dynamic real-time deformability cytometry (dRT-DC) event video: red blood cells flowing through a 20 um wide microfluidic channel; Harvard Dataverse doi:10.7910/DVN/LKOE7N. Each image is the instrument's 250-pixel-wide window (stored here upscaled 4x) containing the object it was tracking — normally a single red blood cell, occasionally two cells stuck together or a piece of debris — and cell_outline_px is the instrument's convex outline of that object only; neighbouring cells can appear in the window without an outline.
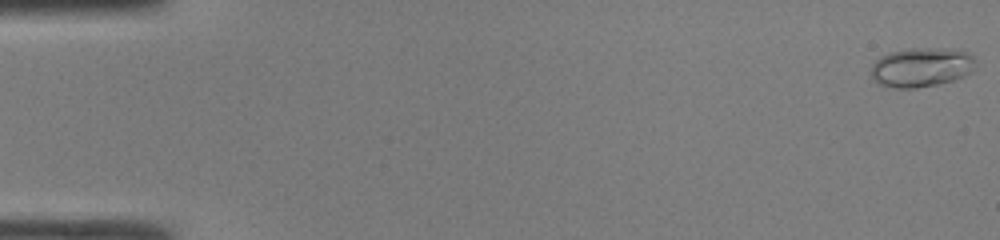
{"species": "common noctule bat (a hibernating species)", "species_latin": "Nyctalus noctula", "temperature_condition": "room temperature", "stored_images_in_passage": 16, "camera_frame_rate_fps": 3000, "um_per_image_px": 0.085, "animal": {"sex": "male", "body_mass_g": 19.0, "forearm_length_mm": 50.8}, "frame": {"image": 1, "passage_image": 1, "time_ms": 0.0, "image_size_px": [1000, 240], "cell_outline_px": [[972, 72], [964, 76], [952, 80], [936, 84], [916, 88], [892, 88], [880, 84], [872, 80], [872, 64], [880, 56], [888, 52], [912, 48], [956, 48], [968, 52], [972, 56]], "centroid_in_image_um": [78.28, 5.7], "position_along_channel_um": 6.7, "area_um2": 23.99}}
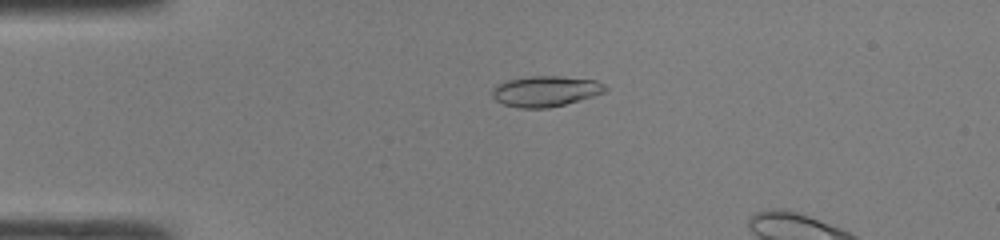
{"frame": {"image": 2, "passage_image": 12, "time_ms": 3.667, "image_size_px": [1000, 240], "cell_outline_px": [[608, 88], [604, 92], [580, 100], [548, 108], [516, 108], [504, 104], [496, 100], [492, 96], [492, 88], [496, 84], [504, 80], [532, 76], [560, 76], [596, 80], [604, 84]], "centroid_in_image_um": [46.33, 7.75], "position_along_channel_um": 38.7, "area_um2": 20.29}}